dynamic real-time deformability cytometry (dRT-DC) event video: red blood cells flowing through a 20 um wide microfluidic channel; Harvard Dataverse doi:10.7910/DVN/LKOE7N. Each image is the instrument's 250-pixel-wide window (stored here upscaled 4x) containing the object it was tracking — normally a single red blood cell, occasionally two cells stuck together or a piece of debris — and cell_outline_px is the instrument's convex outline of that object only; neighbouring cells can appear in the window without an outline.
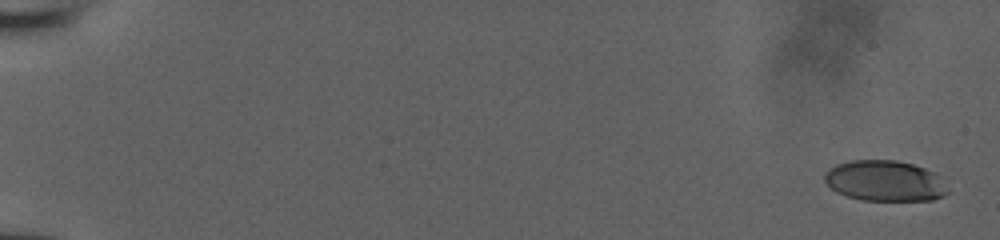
{"species": "human", "species_latin": "Homo sapiens", "temperature_condition": "room temperature", "stored_images_in_passage": 9, "camera_frame_rate_fps": 3000, "um_per_image_px": 0.085, "donor": {"sex": "male"}, "frame": {"image": 1, "passage_image": 1, "time_ms": 0.0, "image_size_px": [1000, 240], "cell_outline_px": [[952, 192], [944, 196], [932, 200], [864, 200], [848, 196], [836, 192], [824, 180], [824, 172], [828, 168], [836, 164], [852, 160], [896, 160], [912, 164], [936, 172], [940, 176]], "centroid_in_image_um": [75.26, 15.37], "position_along_channel_um": 9.7, "area_um2": 29.54}}
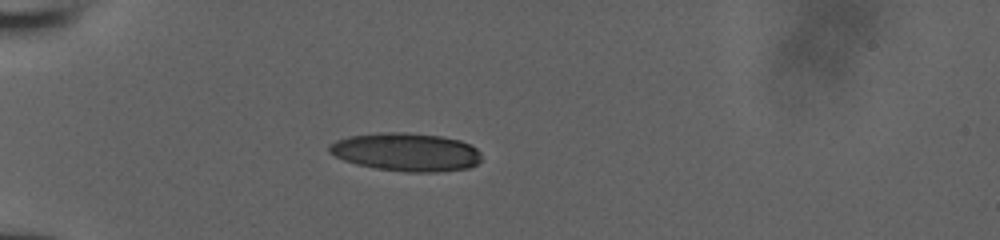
{"frame": {"image": 2, "passage_image": 7, "time_ms": 2.0, "image_size_px": [1000, 240], "cell_outline_px": [[480, 160], [476, 164], [468, 168], [436, 172], [404, 172], [376, 168], [356, 164], [344, 160], [328, 152], [328, 144], [336, 140], [348, 136], [380, 132], [408, 132], [440, 136], [460, 140], [472, 144], [480, 152]], "centroid_in_image_um": [34.51, 12.91], "position_along_channel_um": 50.5, "area_um2": 34.16}}